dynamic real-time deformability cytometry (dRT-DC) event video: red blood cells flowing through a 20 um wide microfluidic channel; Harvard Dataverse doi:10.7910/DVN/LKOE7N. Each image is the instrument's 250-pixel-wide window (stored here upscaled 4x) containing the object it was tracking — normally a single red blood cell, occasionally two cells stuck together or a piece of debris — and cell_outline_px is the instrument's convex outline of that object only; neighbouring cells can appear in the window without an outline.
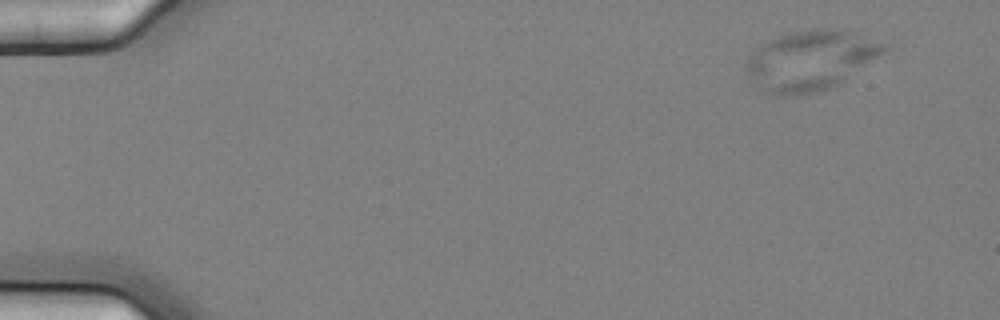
{"species": "common noctule bat (a hibernating species)", "species_latin": "Nyctalus noctula", "temperature_condition": "cold", "stored_images_in_passage": 5, "camera_frame_rate_fps": 3000, "um_per_image_px": 0.085, "animal": {"sex": "female", "body_mass_g": 25.1}, "frame": {"image": 1, "passage_image": 1, "time_ms": 0.0, "image_size_px": [1000, 320], "cell_outline_px": [[892, 48], [888, 52], [840, 84], [816, 92], [772, 92], [760, 88], [748, 76], [744, 68], [748, 52], [764, 40], [788, 32], [812, 28], [844, 28], [892, 44]], "centroid_in_image_um": [68.99, 5.03], "position_along_channel_um": 16.0, "area_um2": 49.07}}